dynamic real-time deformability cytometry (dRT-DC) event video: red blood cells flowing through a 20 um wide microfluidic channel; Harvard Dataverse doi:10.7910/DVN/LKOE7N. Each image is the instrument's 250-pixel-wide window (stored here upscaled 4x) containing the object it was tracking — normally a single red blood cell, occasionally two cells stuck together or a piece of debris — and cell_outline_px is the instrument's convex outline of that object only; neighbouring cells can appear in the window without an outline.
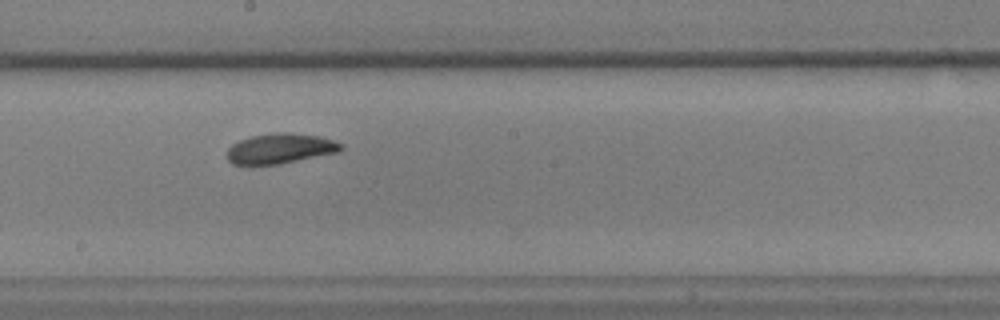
{"species": "common noctule bat (a hibernating species)", "species_latin": "Nyctalus noctula", "temperature_condition": "warm", "stored_images_in_passage": 18, "camera_frame_rate_fps": 3000, "um_per_image_px": 0.085, "animal": {"sex": "male", "body_mass_g": 17.9, "forearm_length_mm": 54.2}, "frame": {"image": 1, "passage_image": 13, "time_ms": 4.0, "image_size_px": [1000, 320], "cell_outline_px": [[344, 148], [340, 152], [280, 164], [252, 168], [248, 168], [232, 164], [228, 160], [228, 148], [232, 144], [240, 140], [252, 136], [276, 132], [288, 132], [320, 136], [344, 144]], "centroid_in_image_um": [23.79, 12.67], "position_along_channel_um": 224.4, "area_um2": 20.81}}
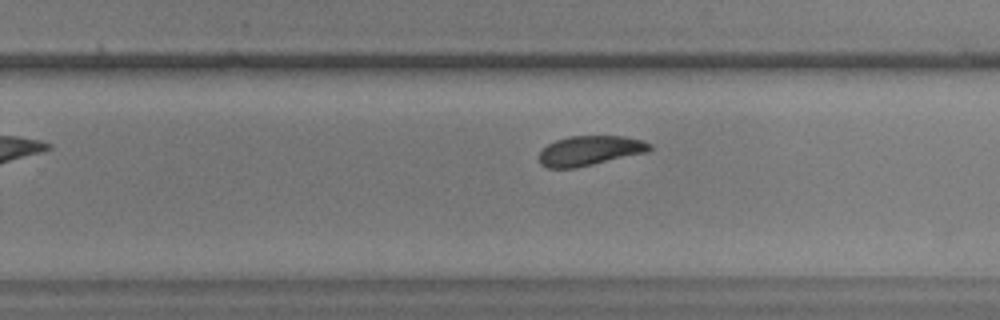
{"frame": {"image": 2, "passage_image": 17, "time_ms": 5.333, "image_size_px": [1000, 320], "cell_outline_px": [[652, 148], [648, 152], [576, 168], [548, 168], [540, 164], [540, 152], [548, 144], [556, 140], [568, 136], [624, 136], [644, 140], [652, 144]], "centroid_in_image_um": [50.17, 12.8], "position_along_channel_um": 279.6, "area_um2": 19.25}}